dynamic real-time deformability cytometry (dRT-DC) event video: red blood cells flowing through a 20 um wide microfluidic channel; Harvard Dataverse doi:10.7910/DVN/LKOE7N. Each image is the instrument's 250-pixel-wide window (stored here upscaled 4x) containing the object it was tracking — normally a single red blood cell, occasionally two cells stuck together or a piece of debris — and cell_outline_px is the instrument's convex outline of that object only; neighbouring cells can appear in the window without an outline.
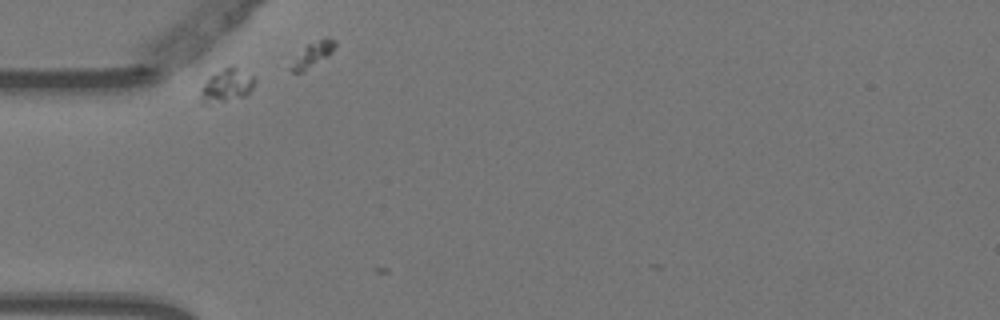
{"species": "Egyptian fruit bat (a non-hibernating species)", "species_latin": "Rousettus aegyptiacus", "temperature_condition": "warm", "stored_images_in_passage": 3, "camera_frame_rate_fps": 3000, "um_per_image_px": 0.085, "animal": {"sex": "female"}, "frame": {"image": 1, "passage_image": 1, "time_ms": 0.0, "image_size_px": [1000, 320], "cell_outline_px": [[256, 80], [252, 88], [244, 96], [204, 104], [200, 100], [200, 92], [208, 76], [232, 64], [256, 76]], "centroid_in_image_um": [19.29, 7.2], "position_along_channel_um": 65.7, "area_um2": 10.46}}